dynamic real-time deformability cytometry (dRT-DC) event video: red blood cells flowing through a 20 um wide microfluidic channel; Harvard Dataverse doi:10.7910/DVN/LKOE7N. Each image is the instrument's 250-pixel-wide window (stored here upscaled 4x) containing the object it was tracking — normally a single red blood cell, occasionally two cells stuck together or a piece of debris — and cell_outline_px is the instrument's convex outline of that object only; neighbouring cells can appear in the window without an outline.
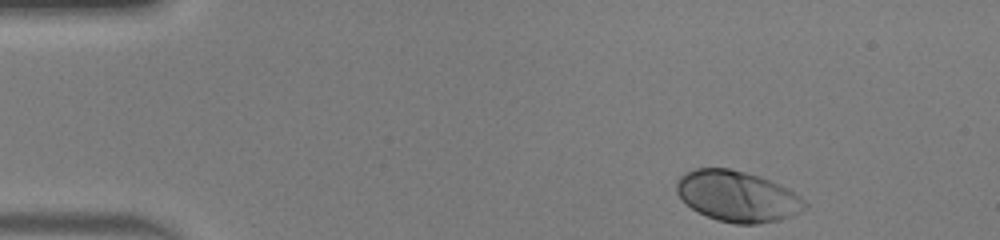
{"species": "human", "species_latin": "Homo sapiens", "temperature_condition": "warm", "stored_images_in_passage": 6, "camera_frame_rate_fps": 3000, "um_per_image_px": 0.085, "donor": {"sex": "male"}, "frame": {"image": 1, "passage_image": 1, "time_ms": 0.0, "image_size_px": [1000, 240], "cell_outline_px": [[808, 208], [792, 216], [780, 220], [760, 224], [736, 224], [716, 220], [692, 208], [676, 192], [676, 180], [684, 172], [696, 168], [728, 168], [760, 176], [780, 184], [788, 188], [800, 196], [808, 204]], "centroid_in_image_um": [62.71, 16.68], "position_along_channel_um": 22.3, "area_um2": 38.15}}